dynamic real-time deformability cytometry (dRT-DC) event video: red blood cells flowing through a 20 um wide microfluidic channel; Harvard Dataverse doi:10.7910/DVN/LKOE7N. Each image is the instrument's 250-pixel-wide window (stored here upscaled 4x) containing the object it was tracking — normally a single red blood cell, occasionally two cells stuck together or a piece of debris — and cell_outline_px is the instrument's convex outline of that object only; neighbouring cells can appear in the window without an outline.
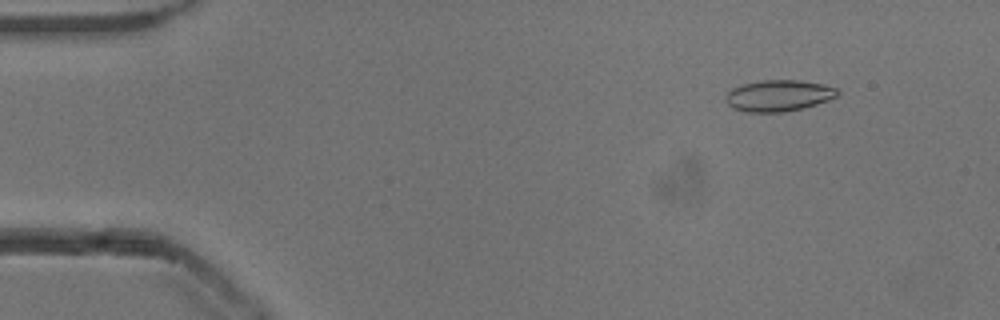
{"species": "common noctule bat (a hibernating species)", "species_latin": "Nyctalus noctula", "temperature_condition": "cold", "stored_images_in_passage": 53, "camera_frame_rate_fps": 3000, "um_per_image_px": 0.085, "animal": {"sex": "male", "body_mass_g": 13.3}, "frame": {"image": 1, "passage_image": 6, "time_ms": 1.667, "image_size_px": [1000, 320], "cell_outline_px": [[840, 96], [804, 108], [784, 112], [748, 112], [732, 108], [724, 100], [724, 96], [732, 88], [744, 84], [764, 80], [800, 80], [820, 84], [836, 88], [840, 92]], "centroid_in_image_um": [66.18, 8.14], "position_along_channel_um": 18.8, "area_um2": 20.46}}
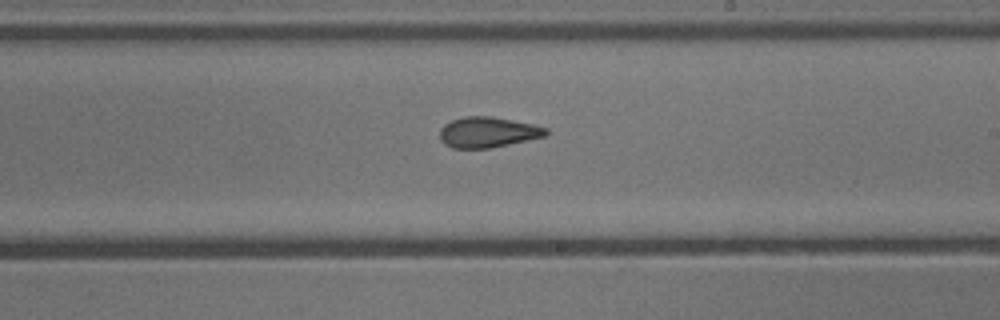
{"frame": {"image": 2, "passage_image": 31, "time_ms": 10.0, "image_size_px": [1000, 320], "cell_outline_px": [[548, 132], [544, 136], [492, 148], [452, 148], [444, 144], [440, 140], [440, 128], [444, 124], [452, 120], [464, 116], [492, 116], [532, 124], [548, 128]], "centroid_in_image_um": [41.43, 11.24], "position_along_channel_um": 247.6, "area_um2": 18.9}}
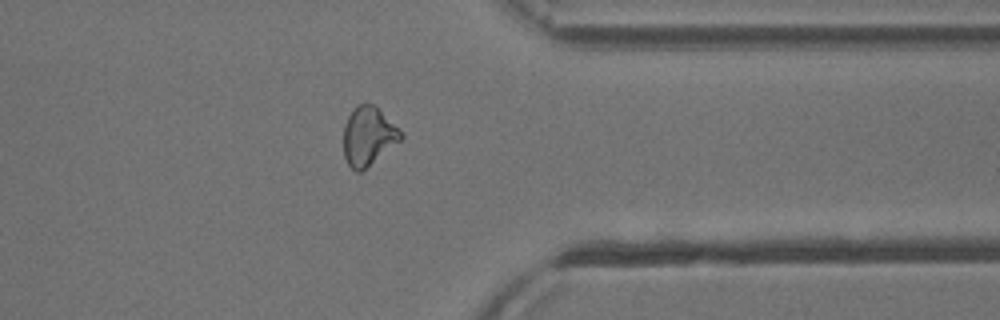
{"frame": {"image": 3, "passage_image": 42, "time_ms": 13.667, "image_size_px": [1000, 320], "cell_outline_px": [[404, 140], [360, 172], [356, 172], [348, 164], [344, 156], [344, 124], [348, 116], [356, 104], [372, 104], [400, 128], [404, 136]], "centroid_in_image_um": [31.34, 11.58], "position_along_channel_um": 380.1, "area_um2": 19.77}, "authors_computed_cell_mechanics": {"area_um2": 19.652, "velocity_mm_per_s": 3.8596, "shape_relaxation_time_tau1_ms": null, "shape_relaxation_time_tau2_ms": 1.1954, "deformation_change_tau1": null, "deformation_change_tau2": 0.072}}